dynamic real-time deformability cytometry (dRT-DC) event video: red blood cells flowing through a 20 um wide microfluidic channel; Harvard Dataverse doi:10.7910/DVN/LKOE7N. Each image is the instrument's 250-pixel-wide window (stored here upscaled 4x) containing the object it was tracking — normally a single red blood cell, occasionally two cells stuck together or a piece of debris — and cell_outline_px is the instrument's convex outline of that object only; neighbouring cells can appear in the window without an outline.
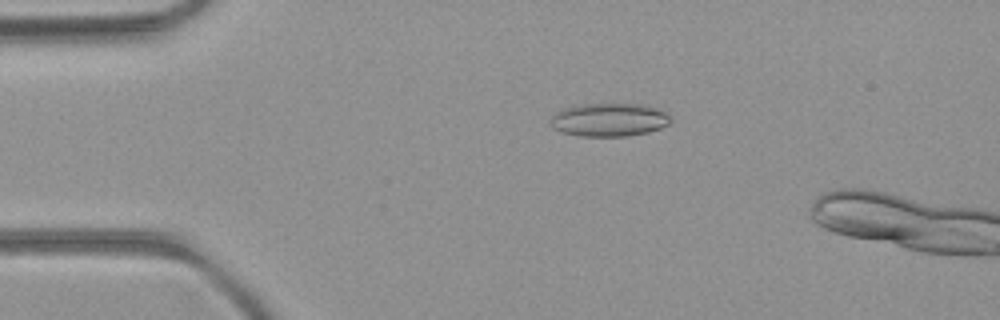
{"species": "common noctule bat (a hibernating species)", "species_latin": "Nyctalus noctula", "temperature_condition": "room temperature", "stored_images_in_passage": 48, "camera_frame_rate_fps": 3000, "um_per_image_px": 0.085, "animal": {"sex": "female", "body_mass_g": 21.9}, "frame": {"image": 1, "passage_image": 11, "time_ms": 3.333, "image_size_px": [1000, 320], "cell_outline_px": [[672, 120], [668, 124], [660, 128], [648, 132], [628, 136], [580, 136], [564, 132], [552, 128], [548, 120], [556, 112], [572, 104], [648, 104], [660, 108], [668, 112]], "centroid_in_image_um": [51.8, 10.16], "position_along_channel_um": 33.2, "area_um2": 23.76}}
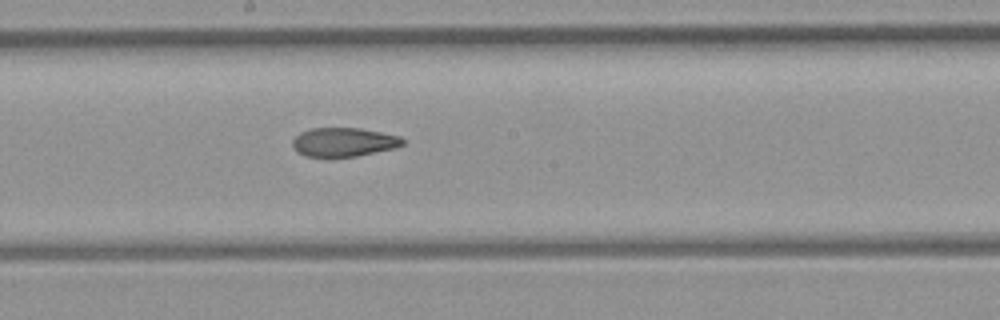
{"frame": {"image": 2, "passage_image": 28, "time_ms": 9.0, "image_size_px": [1000, 320], "cell_outline_px": [[404, 144], [396, 148], [356, 156], [332, 160], [328, 160], [304, 156], [296, 152], [292, 144], [292, 140], [300, 132], [312, 128], [360, 128], [400, 136], [404, 140]], "centroid_in_image_um": [29.16, 12.13], "position_along_channel_um": 219.0, "area_um2": 19.31}}
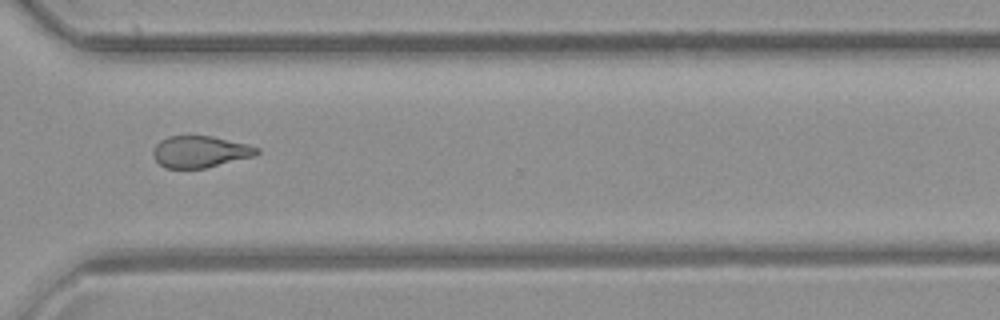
{"frame": {"image": 3, "passage_image": 38, "time_ms": 12.333, "image_size_px": [1000, 320], "cell_outline_px": [[260, 152], [256, 156], [204, 168], [164, 168], [152, 156], [152, 152], [156, 144], [160, 140], [168, 136], [212, 136], [248, 144], [260, 148]], "centroid_in_image_um": [17.02, 12.89], "position_along_channel_um": 353.6, "area_um2": 19.25}, "authors_computed_cell_mechanics": {"area_um2": 20.1433, "velocity_mm_per_s": 4.0546, "shape_relaxation_time_tau1_ms": null, "shape_relaxation_time_tau2_ms": 3.2568, "deformation_change_tau1": null, "deformation_change_tau2": 0.1085}}